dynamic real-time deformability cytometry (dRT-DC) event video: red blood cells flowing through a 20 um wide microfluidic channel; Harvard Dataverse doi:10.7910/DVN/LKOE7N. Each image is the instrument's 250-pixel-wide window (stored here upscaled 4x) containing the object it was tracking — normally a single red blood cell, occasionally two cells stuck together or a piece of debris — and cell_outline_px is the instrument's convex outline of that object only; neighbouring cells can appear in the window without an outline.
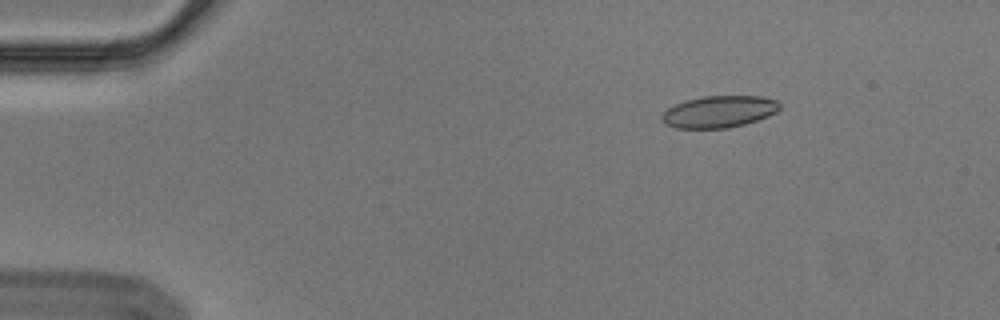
{"species": "Egyptian fruit bat (a non-hibernating species)", "species_latin": "Rousettus aegyptiacus", "temperature_condition": "cold", "stored_images_in_passage": 57, "camera_frame_rate_fps": 3000, "um_per_image_px": 0.085, "animal": {"sex": "male"}, "frame": {"image": 1, "passage_image": 9, "time_ms": 2.667, "image_size_px": [1000, 320], "cell_outline_px": [[780, 108], [776, 112], [768, 116], [744, 124], [728, 128], [676, 128], [664, 124], [660, 120], [660, 116], [668, 108], [684, 100], [704, 96], [760, 96], [776, 100], [780, 104]], "centroid_in_image_um": [61.08, 9.49], "position_along_channel_um": 23.9, "area_um2": 21.91}}
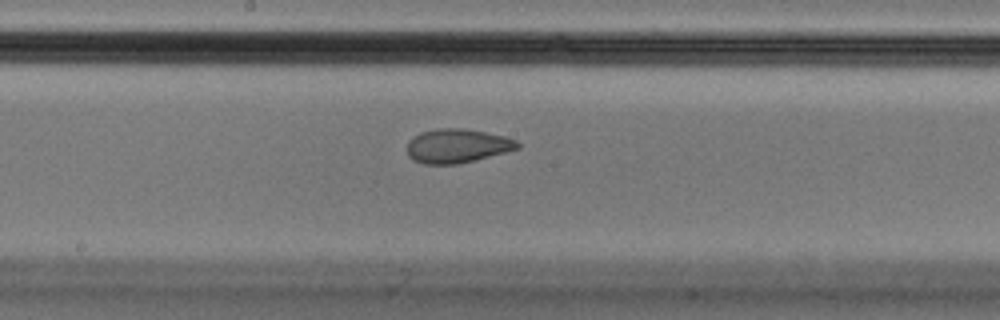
{"frame": {"image": 2, "passage_image": 31, "time_ms": 10.0, "image_size_px": [1000, 320], "cell_outline_px": [[520, 148], [456, 164], [424, 164], [412, 160], [408, 156], [408, 140], [420, 132], [436, 128], [464, 128], [504, 136], [516, 140], [520, 144]], "centroid_in_image_um": [38.82, 12.39], "position_along_channel_um": 209.4, "area_um2": 21.73}}
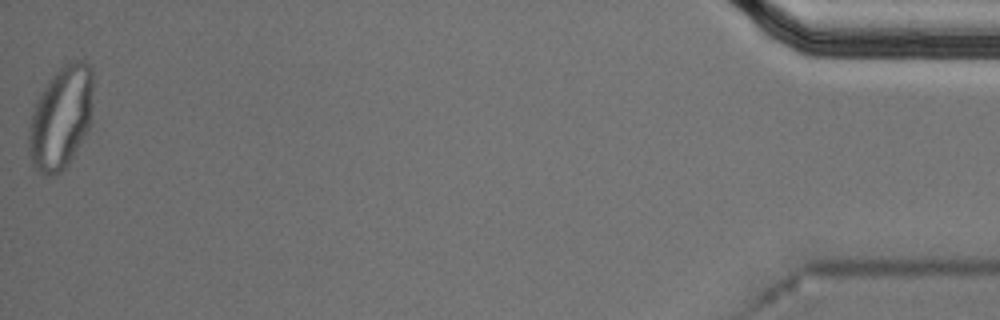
{"frame": {"image": 3, "passage_image": 57, "time_ms": 18.667, "image_size_px": [1000, 320], "cell_outline_px": [[92, 88], [88, 128], [68, 164], [60, 172], [48, 176], [32, 168], [28, 152], [28, 128], [32, 112], [36, 100], [40, 92], [48, 80], [68, 60], [84, 60], [92, 68]], "centroid_in_image_um": [5.13, 9.99], "position_along_channel_um": 430.1, "area_um2": 38.49}, "authors_computed_cell_mechanics": {"area_um2": 22.542, "velocity_mm_per_s": 3.5901, "shape_relaxation_time_tau1_ms": null, "shape_relaxation_time_tau2_ms": 1.0489, "deformation_change_tau1": null, "deformation_change_tau2": 0.0605}}